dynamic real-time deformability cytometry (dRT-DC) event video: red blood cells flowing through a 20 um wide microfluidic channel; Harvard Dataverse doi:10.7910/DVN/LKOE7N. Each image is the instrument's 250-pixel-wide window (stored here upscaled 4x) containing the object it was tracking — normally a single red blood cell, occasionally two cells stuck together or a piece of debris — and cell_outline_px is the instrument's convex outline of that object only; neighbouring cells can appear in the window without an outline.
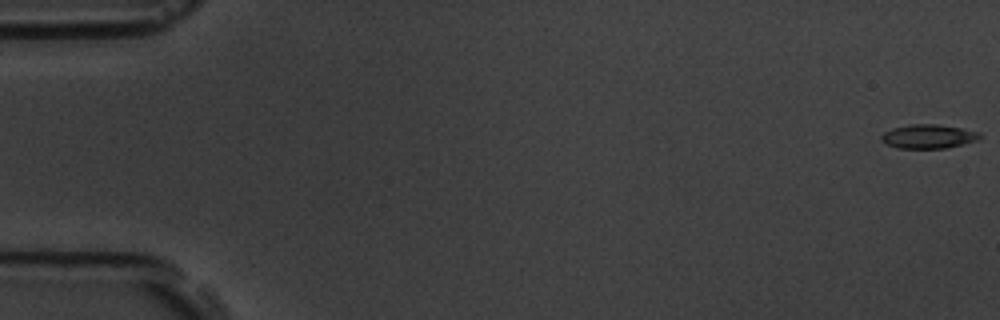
{"species": "common noctule bat (a hibernating species)", "species_latin": "Nyctalus noctula", "temperature_condition": "room temperature", "stored_images_in_passage": 10, "camera_frame_rate_fps": 3000, "um_per_image_px": 0.085, "animal": {"sex": "male", "body_mass_g": 19.5, "forearm_length_mm": 54.6}, "frame": {"image": 1, "passage_image": 1, "time_ms": 0.0, "image_size_px": [1000, 320], "cell_outline_px": [[980, 136], [976, 140], [964, 144], [944, 148], [896, 148], [880, 140], [880, 136], [884, 132], [892, 128], [908, 124], [936, 124], [960, 128], [980, 132]], "centroid_in_image_um": [78.87, 11.59], "position_along_channel_um": 6.1, "area_um2": 13.7}}
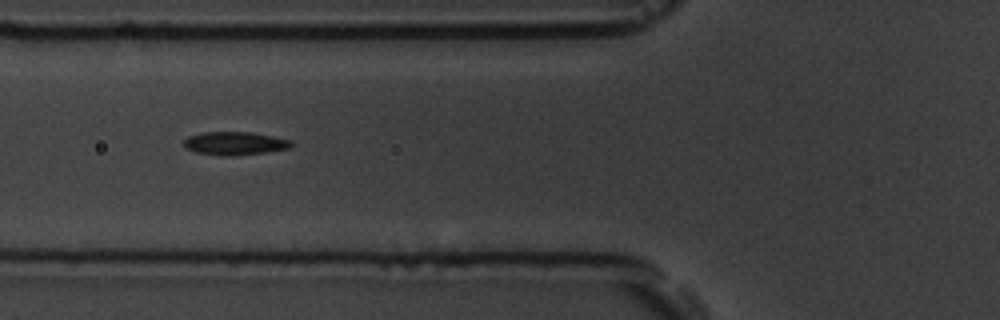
{"frame": {"image": 2, "passage_image": 7, "time_ms": 7.0, "image_size_px": [1000, 320], "cell_outline_px": [[292, 144], [288, 148], [268, 152], [232, 156], [224, 156], [196, 152], [184, 148], [184, 140], [188, 136], [200, 132], [248, 132], [272, 136], [292, 140]], "centroid_in_image_um": [19.92, 12.19], "position_along_channel_um": 105.9, "area_um2": 14.57}}
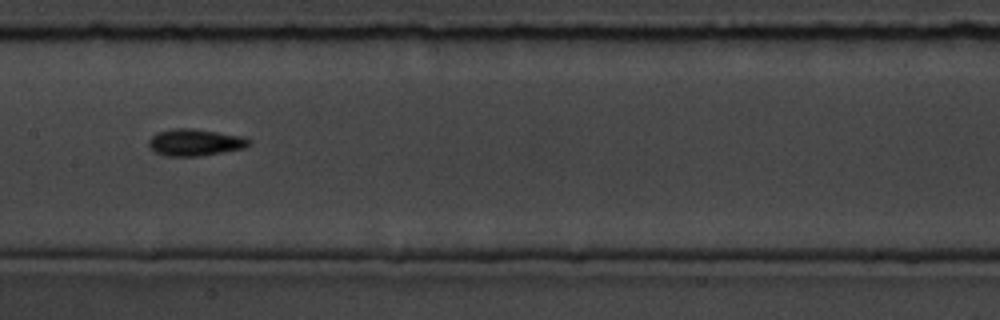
{"frame": {"image": 3, "passage_image": 9, "time_ms": 9.333, "image_size_px": [1000, 320], "cell_outline_px": [[252, 144], [244, 148], [200, 156], [164, 156], [156, 152], [148, 144], [148, 140], [152, 136], [160, 132], [172, 128], [192, 128], [244, 136], [252, 140]], "centroid_in_image_um": [16.62, 12.1], "position_along_channel_um": 190.8, "area_um2": 15.72}}